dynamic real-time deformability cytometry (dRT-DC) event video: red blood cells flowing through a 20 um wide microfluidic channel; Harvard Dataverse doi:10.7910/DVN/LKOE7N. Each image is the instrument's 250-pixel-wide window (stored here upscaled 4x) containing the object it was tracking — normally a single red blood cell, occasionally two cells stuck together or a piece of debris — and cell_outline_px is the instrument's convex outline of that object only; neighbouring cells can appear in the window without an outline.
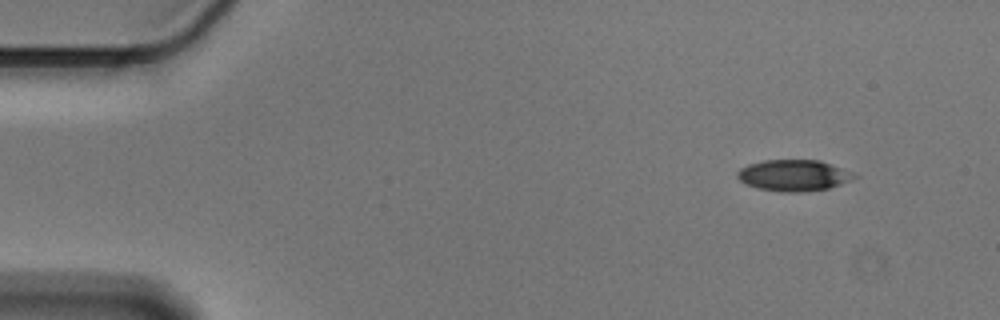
{"species": "Egyptian fruit bat (a non-hibernating species)", "species_latin": "Rousettus aegyptiacus", "temperature_condition": "cold", "stored_images_in_passage": 51, "camera_frame_rate_fps": 3000, "um_per_image_px": 0.085, "animal": {"sex": "male"}, "frame": {"image": 1, "passage_image": 1, "time_ms": 0.0, "image_size_px": [1000, 320], "cell_outline_px": [[860, 176], [852, 180], [828, 188], [800, 192], [780, 192], [760, 188], [744, 184], [736, 176], [736, 172], [740, 168], [748, 164], [764, 160], [820, 160], [856, 172]], "centroid_in_image_um": [67.5, 14.9], "position_along_channel_um": 17.5, "area_um2": 21.56}}
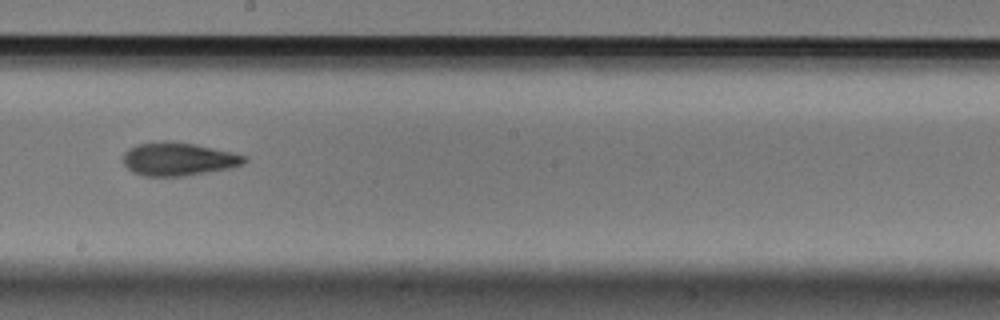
{"frame": {"image": 2, "passage_image": 27, "time_ms": 8.667, "image_size_px": [1000, 320], "cell_outline_px": [[248, 160], [244, 164], [228, 168], [184, 176], [144, 176], [132, 172], [124, 164], [124, 152], [128, 148], [136, 144], [164, 140], [172, 140], [196, 144], [232, 152], [248, 156]], "centroid_in_image_um": [15.16, 13.5], "position_along_channel_um": 233.0, "area_um2": 23.7}}
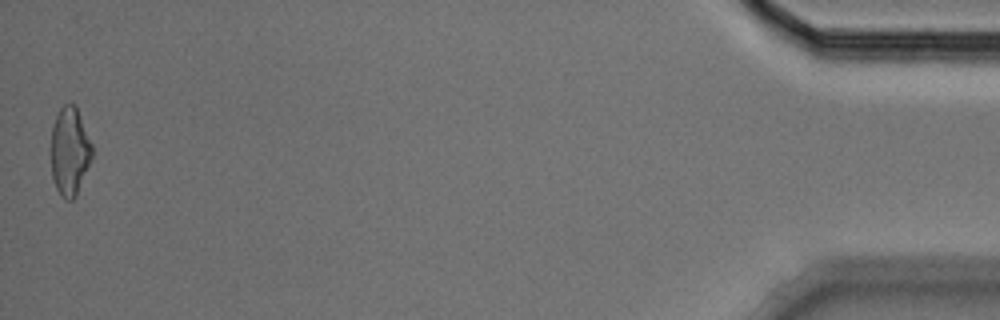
{"frame": {"image": 3, "passage_image": 51, "time_ms": 16.667, "image_size_px": [1000, 320], "cell_outline_px": [[92, 156], [76, 196], [72, 200], [64, 200], [60, 196], [56, 188], [52, 176], [48, 152], [52, 124], [60, 108], [64, 104], [76, 104], [92, 144]], "centroid_in_image_um": [5.87, 12.85], "position_along_channel_um": 429.3, "area_um2": 21.79}, "authors_computed_cell_mechanics": {"area_um2": 22.1952, "velocity_mm_per_s": 3.5911, "shape_relaxation_time_tau1_ms": 4.4038, "shape_relaxation_time_tau2_ms": 4.2901, "deformation_change_tau1": 0.1311, "deformation_change_tau2": 0.1291}}